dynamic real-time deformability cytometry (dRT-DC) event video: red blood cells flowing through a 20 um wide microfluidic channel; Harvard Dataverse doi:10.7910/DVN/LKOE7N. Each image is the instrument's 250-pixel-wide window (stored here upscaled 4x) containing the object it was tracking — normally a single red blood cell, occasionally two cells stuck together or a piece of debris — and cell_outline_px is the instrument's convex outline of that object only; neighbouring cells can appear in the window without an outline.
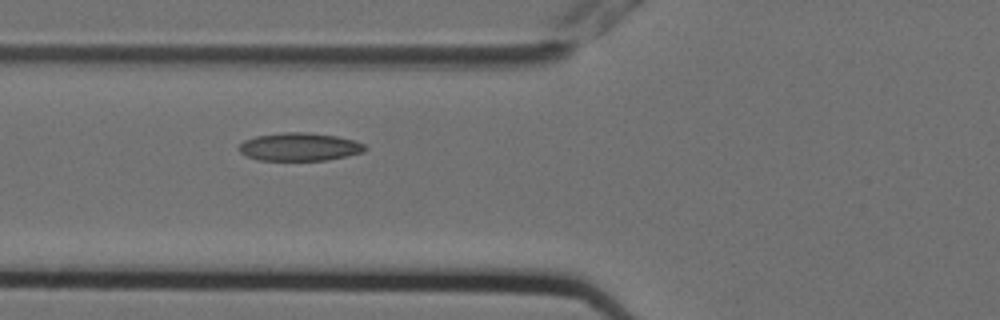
{"species": "Egyptian fruit bat (a non-hibernating species)", "species_latin": "Rousettus aegyptiacus", "temperature_condition": "cold", "stored_images_in_passage": 2, "camera_frame_rate_fps": 3000, "um_per_image_px": 0.085, "animal": {"sex": "female"}, "frame": {"image": 1, "passage_image": 2, "time_ms": 0.333, "image_size_px": [1000, 320], "cell_outline_px": [[368, 148], [364, 152], [348, 156], [328, 160], [256, 160], [240, 152], [236, 148], [244, 140], [256, 136], [284, 132], [308, 132], [336, 136], [356, 140], [364, 144]], "centroid_in_image_um": [25.48, 12.48], "position_along_channel_um": 100.3, "area_um2": 20.81}}